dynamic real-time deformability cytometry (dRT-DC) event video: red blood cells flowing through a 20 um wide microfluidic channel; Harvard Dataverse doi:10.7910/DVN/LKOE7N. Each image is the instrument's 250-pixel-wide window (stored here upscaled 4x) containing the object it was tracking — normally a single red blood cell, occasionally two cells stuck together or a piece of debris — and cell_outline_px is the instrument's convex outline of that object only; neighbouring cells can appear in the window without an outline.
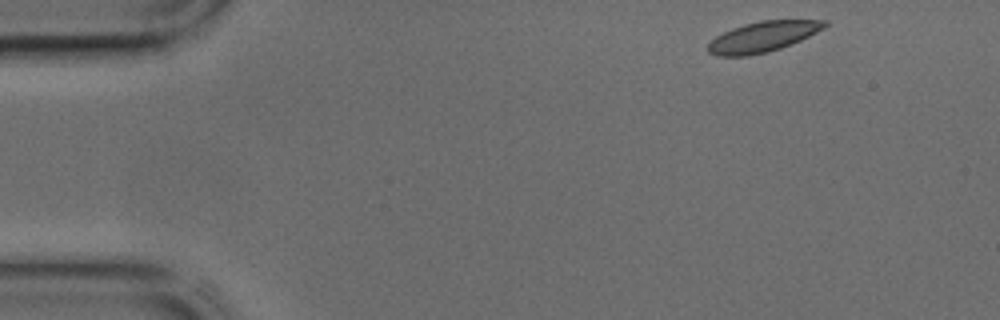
{"species": "common noctule bat (a hibernating species)", "species_latin": "Nyctalus noctula", "temperature_condition": "cold", "stored_images_in_passage": 40, "camera_frame_rate_fps": 3000, "um_per_image_px": 0.085, "animal": {"sex": "male", "body_mass_g": 17.9, "forearm_length_mm": 54.2}, "frame": {"image": 1, "passage_image": 1, "time_ms": 0.0, "image_size_px": [1000, 320], "cell_outline_px": [[828, 24], [824, 28], [792, 44], [768, 52], [748, 56], [716, 56], [708, 52], [708, 44], [716, 36], [732, 28], [744, 24], [760, 20], [828, 20]], "centroid_in_image_um": [64.83, 3.12], "position_along_channel_um": 20.2, "area_um2": 20.63}}
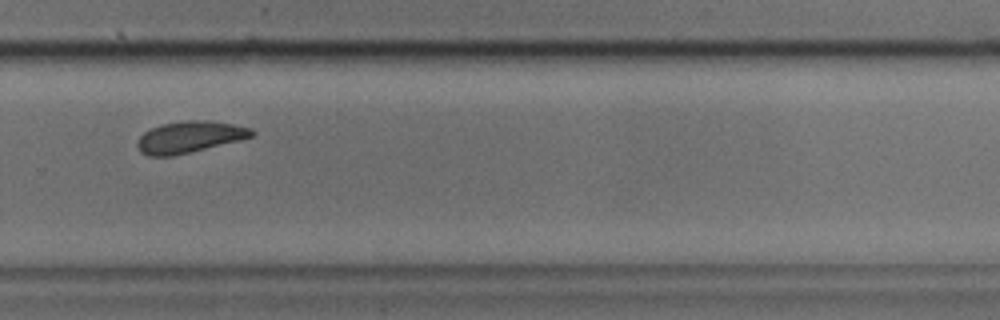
{"frame": {"image": 2, "passage_image": 26, "time_ms": 8.333, "image_size_px": [1000, 320], "cell_outline_px": [[256, 132], [252, 136], [240, 140], [172, 156], [148, 156], [140, 152], [136, 144], [140, 136], [144, 132], [160, 124], [184, 120], [208, 120], [232, 124], [252, 128]], "centroid_in_image_um": [16.09, 11.63], "position_along_channel_um": 313.7, "area_um2": 20.98}}
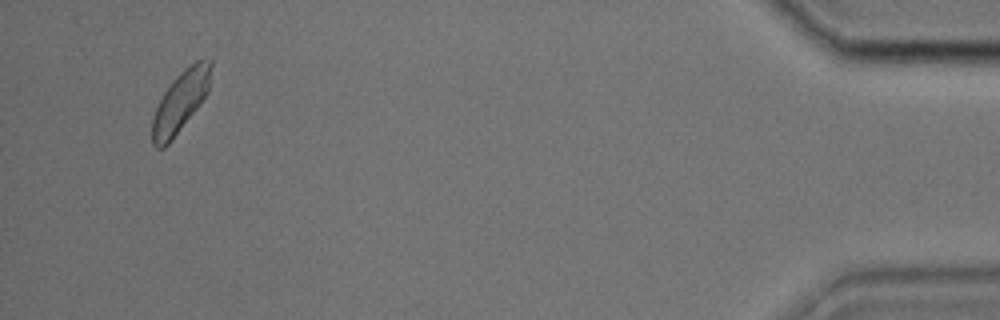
{"frame": {"image": 3, "passage_image": 38, "time_ms": 12.333, "image_size_px": [1000, 320], "cell_outline_px": [[212, 64], [208, 92], [200, 104], [172, 140], [164, 148], [156, 148], [152, 144], [152, 120], [156, 108], [164, 92], [172, 80], [184, 68], [196, 60], [212, 60]], "centroid_in_image_um": [15.33, 8.64], "position_along_channel_um": 419.9, "area_um2": 20.75}}